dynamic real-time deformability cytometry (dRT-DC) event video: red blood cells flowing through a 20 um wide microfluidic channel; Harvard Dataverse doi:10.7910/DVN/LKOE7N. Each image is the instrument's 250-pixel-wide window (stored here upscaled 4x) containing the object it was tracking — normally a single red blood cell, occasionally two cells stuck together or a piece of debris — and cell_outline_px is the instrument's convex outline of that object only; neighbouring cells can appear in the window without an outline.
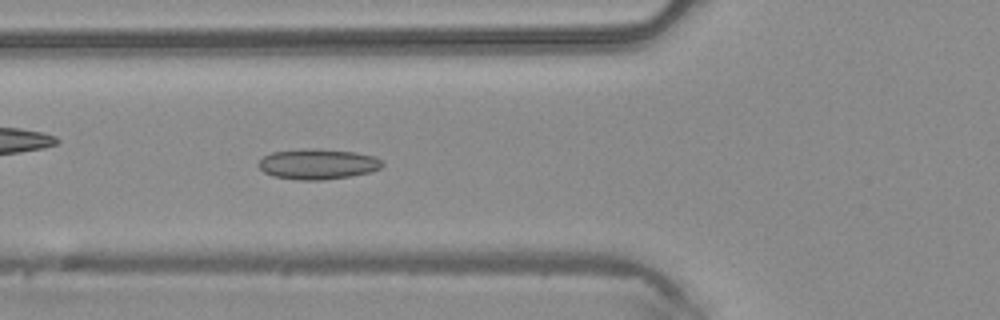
{"species": "common noctule bat (a hibernating species)", "species_latin": "Nyctalus noctula", "temperature_condition": "warm", "stored_images_in_passage": 38, "camera_frame_rate_fps": 3000, "um_per_image_px": 0.085, "animal": {"sex": "male", "body_mass_g": 20.4}, "frame": {"image": 1, "passage_image": 8, "time_ms": 2.333, "image_size_px": [1000, 320], "cell_outline_px": [[384, 164], [380, 168], [372, 172], [352, 176], [320, 180], [300, 180], [272, 176], [264, 172], [260, 168], [260, 160], [264, 156], [272, 152], [308, 148], [312, 148], [356, 152], [376, 156]], "centroid_in_image_um": [27.05, 13.94], "position_along_channel_um": 98.8, "area_um2": 21.96}}
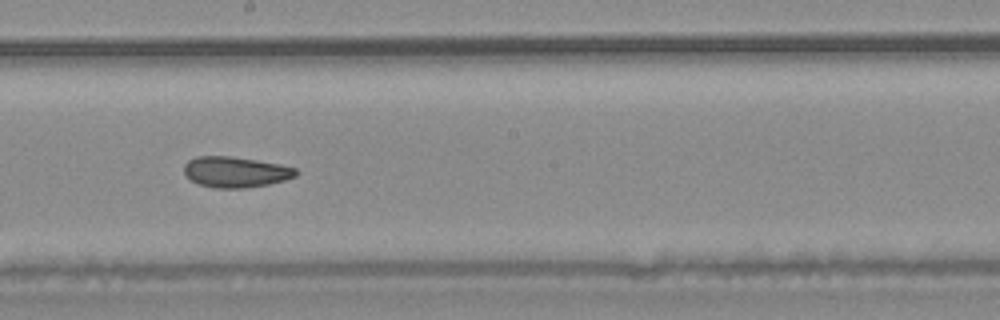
{"frame": {"image": 2, "passage_image": 17, "time_ms": 5.333, "image_size_px": [1000, 320], "cell_outline_px": [[300, 172], [296, 176], [284, 180], [268, 184], [244, 188], [212, 188], [200, 184], [192, 180], [184, 172], [184, 164], [188, 160], [196, 156], [228, 156], [256, 160], [280, 164], [296, 168]], "centroid_in_image_um": [20.04, 14.61], "position_along_channel_um": 228.2, "area_um2": 20.0}}
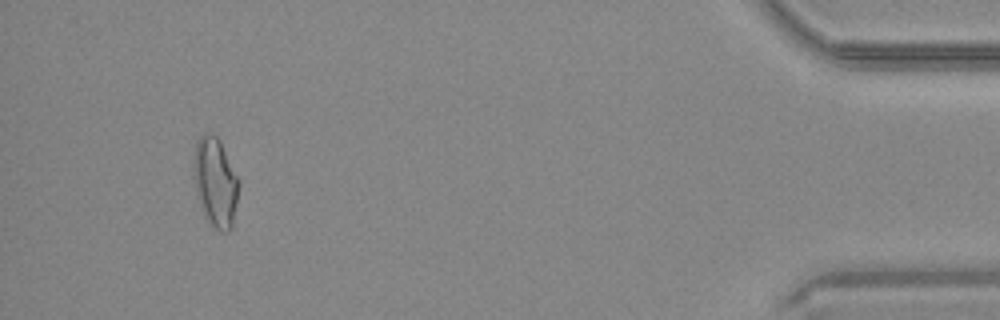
{"frame": {"image": 3, "passage_image": 35, "time_ms": 11.333, "image_size_px": [1000, 320], "cell_outline_px": [[240, 184], [232, 228], [228, 232], [220, 232], [204, 216], [200, 208], [196, 192], [196, 140], [204, 132], [212, 132], [220, 140]], "centroid_in_image_um": [18.34, 15.52], "position_along_channel_um": 416.9, "area_um2": 23.0}}